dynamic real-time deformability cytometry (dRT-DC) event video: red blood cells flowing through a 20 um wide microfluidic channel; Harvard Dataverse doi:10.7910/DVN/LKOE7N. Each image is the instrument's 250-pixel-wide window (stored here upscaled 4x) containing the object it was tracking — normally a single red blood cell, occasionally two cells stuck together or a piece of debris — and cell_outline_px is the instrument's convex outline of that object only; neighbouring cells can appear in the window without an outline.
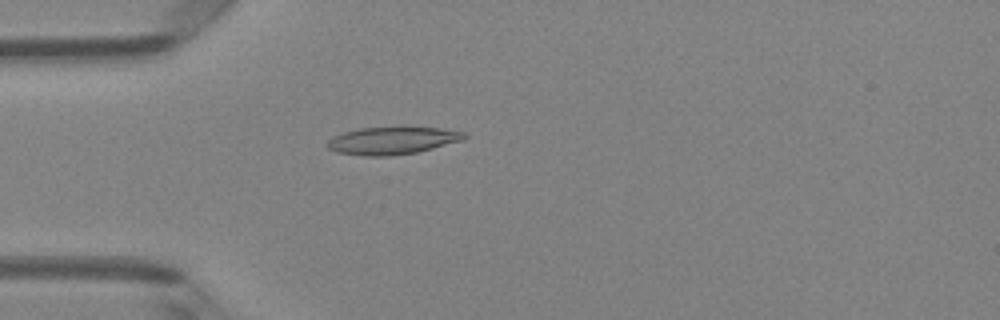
{"species": "Egyptian fruit bat (a non-hibernating species)", "species_latin": "Rousettus aegyptiacus", "temperature_condition": "room temperature", "stored_images_in_passage": 49, "camera_frame_rate_fps": 3000, "um_per_image_px": 0.085, "animal": {"sex": "female"}, "frame": {"image": 1, "passage_image": 14, "time_ms": 4.333, "image_size_px": [1000, 320], "cell_outline_px": [[468, 136], [464, 140], [416, 152], [392, 156], [364, 156], [336, 152], [328, 148], [324, 144], [332, 136], [344, 132], [360, 128], [440, 128], [464, 132]], "centroid_in_image_um": [33.31, 11.96], "position_along_channel_um": 51.7, "area_um2": 21.79}}
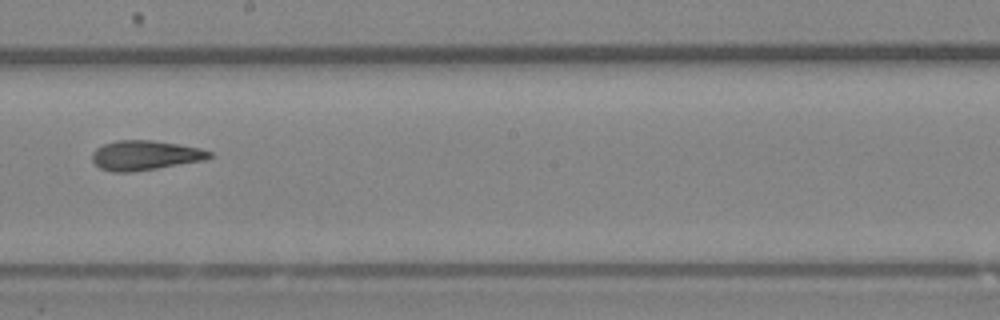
{"frame": {"image": 2, "passage_image": 28, "time_ms": 9.0, "image_size_px": [1000, 320], "cell_outline_px": [[212, 156], [204, 160], [156, 168], [128, 172], [112, 172], [100, 168], [92, 160], [92, 152], [96, 148], [104, 144], [116, 140], [152, 140], [180, 144], [200, 148], [212, 152]], "centroid_in_image_um": [12.32, 13.19], "position_along_channel_um": 235.9, "area_um2": 20.17}}
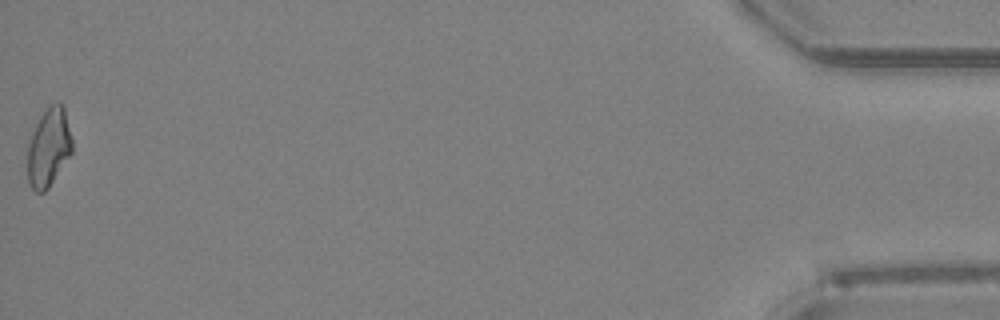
{"frame": {"image": 3, "passage_image": 49, "time_ms": 16.0, "image_size_px": [1000, 320], "cell_outline_px": [[72, 152], [48, 188], [44, 192], [36, 192], [32, 188], [28, 180], [28, 144], [32, 132], [40, 116], [48, 104], [56, 100], [60, 100], [64, 108], [72, 140]], "centroid_in_image_um": [4.14, 12.47], "position_along_channel_um": 431.1, "area_um2": 20.4}, "authors_computed_cell_mechanics": {"area_um2": 20.4034, "velocity_mm_per_s": 4.1696, "shape_relaxation_time_tau1_ms": null, "shape_relaxation_time_tau2_ms": 1.5983, "deformation_change_tau1": null, "deformation_change_tau2": 0.0967}}